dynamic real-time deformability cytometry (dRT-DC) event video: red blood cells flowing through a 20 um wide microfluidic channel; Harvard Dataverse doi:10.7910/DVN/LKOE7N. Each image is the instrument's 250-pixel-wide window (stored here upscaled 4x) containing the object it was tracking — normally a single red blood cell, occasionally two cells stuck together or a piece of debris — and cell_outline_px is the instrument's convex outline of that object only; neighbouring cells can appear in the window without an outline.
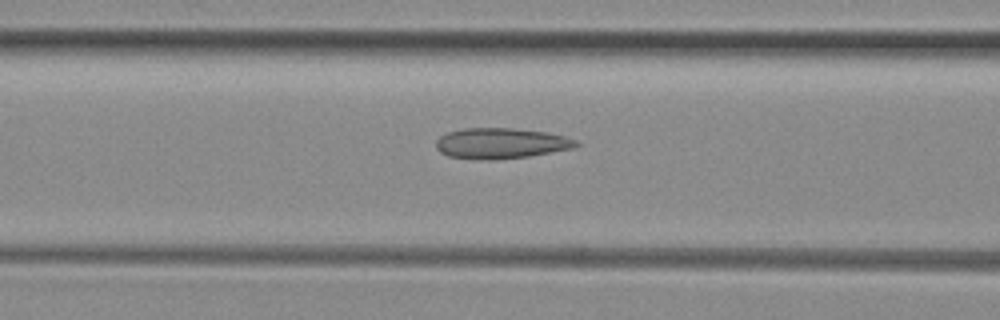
{"species": "common noctule bat (a hibernating species)", "species_latin": "Nyctalus noctula", "temperature_condition": "room temperature", "stored_images_in_passage": 16, "camera_frame_rate_fps": 3000, "um_per_image_px": 0.085, "animal": {"sex": "female", "body_mass_g": 29.2, "forearm_length_mm": 56.3}, "frame": {"image": 1, "passage_image": 5, "time_ms": 1.333, "image_size_px": [1000, 320], "cell_outline_px": [[580, 144], [572, 148], [528, 156], [496, 160], [480, 160], [448, 156], [440, 152], [436, 148], [436, 140], [440, 136], [448, 132], [464, 128], [512, 128], [548, 132], [564, 136], [576, 140]], "centroid_in_image_um": [42.55, 12.18], "position_along_channel_um": 124.1, "area_um2": 25.03}}
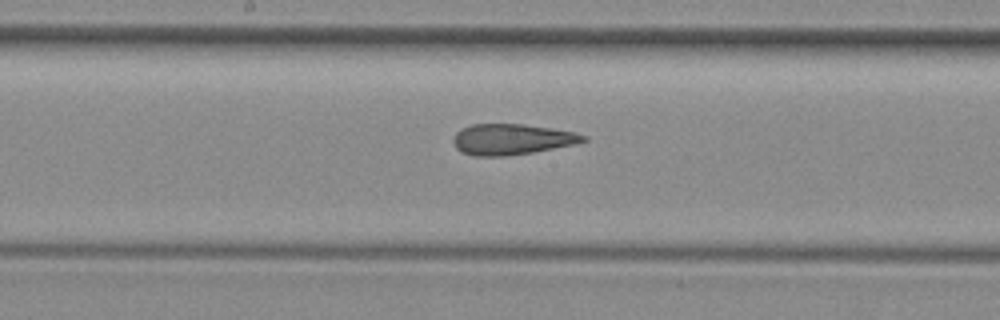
{"frame": {"image": 2, "passage_image": 11, "time_ms": 3.333, "image_size_px": [1000, 320], "cell_outline_px": [[588, 140], [576, 144], [532, 152], [508, 156], [472, 156], [460, 152], [456, 148], [452, 140], [456, 132], [460, 128], [472, 124], [524, 124], [552, 128], [576, 132], [588, 136]], "centroid_in_image_um": [43.49, 11.84], "position_along_channel_um": 204.7, "area_um2": 23.64}}
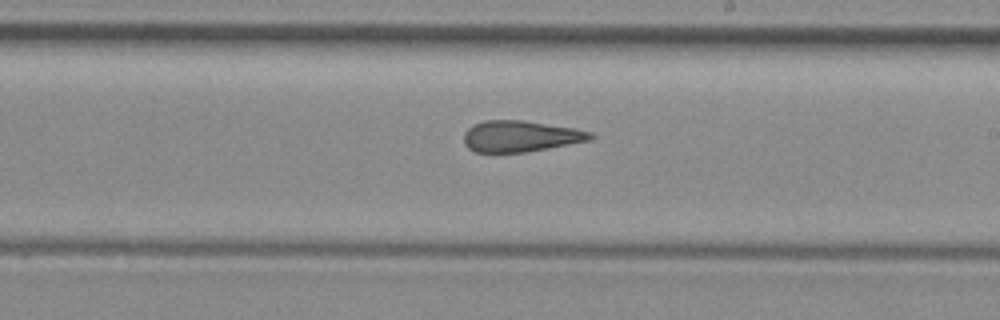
{"frame": {"image": 3, "passage_image": 14, "time_ms": 4.333, "image_size_px": [1000, 320], "cell_outline_px": [[596, 136], [592, 140], [528, 152], [476, 152], [468, 148], [464, 144], [464, 132], [468, 128], [484, 120], [524, 120], [576, 128], [592, 132]], "centroid_in_image_um": [44.29, 11.58], "position_along_channel_um": 244.7, "area_um2": 23.24}}